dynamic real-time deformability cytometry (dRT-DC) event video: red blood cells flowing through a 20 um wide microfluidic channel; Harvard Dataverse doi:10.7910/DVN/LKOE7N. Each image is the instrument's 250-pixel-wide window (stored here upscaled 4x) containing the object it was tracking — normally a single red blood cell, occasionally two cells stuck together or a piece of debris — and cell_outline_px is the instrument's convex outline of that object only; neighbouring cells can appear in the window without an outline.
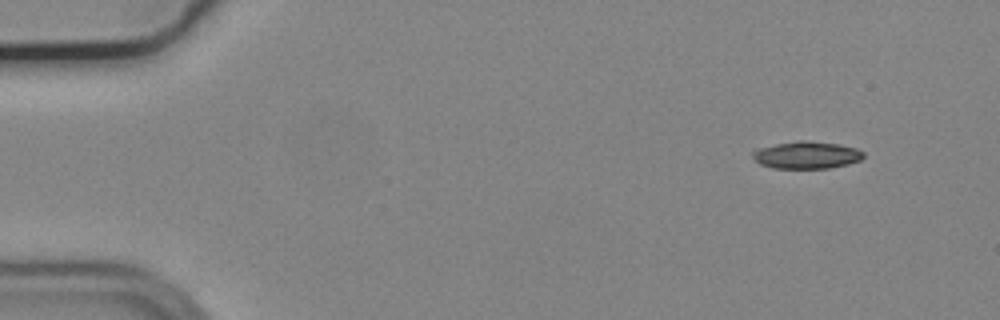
{"species": "common noctule bat (a hibernating species)", "species_latin": "Nyctalus noctula", "temperature_condition": "cold", "stored_images_in_passage": 15, "camera_frame_rate_fps": 3000, "um_per_image_px": 0.085, "animal": {"sex": "male", "body_mass_g": 19.2, "forearm_length_mm": 51.8}, "frame": {"image": 1, "passage_image": 1, "time_ms": 0.0, "image_size_px": [1000, 320], "cell_outline_px": [[864, 156], [860, 160], [848, 164], [828, 168], [772, 168], [760, 164], [752, 156], [752, 152], [756, 148], [796, 140], [808, 140], [840, 144], [856, 148], [864, 152]], "centroid_in_image_um": [68.56, 13.17], "position_along_channel_um": 16.4, "area_um2": 17.74}}
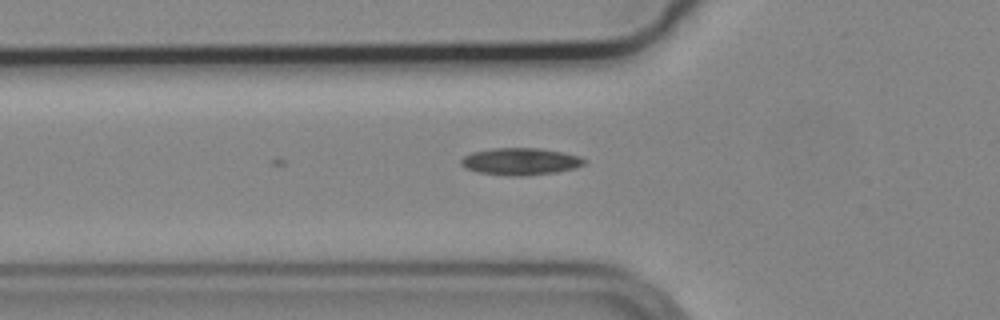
{"frame": {"image": 2, "passage_image": 15, "time_ms": 4.667, "image_size_px": [1000, 320], "cell_outline_px": [[588, 160], [584, 164], [576, 168], [556, 172], [524, 176], [508, 176], [476, 172], [464, 168], [460, 164], [460, 160], [464, 156], [472, 152], [492, 148], [540, 148], [564, 152], [580, 156]], "centroid_in_image_um": [44.24, 13.73], "position_along_channel_um": 81.6, "area_um2": 19.77}}